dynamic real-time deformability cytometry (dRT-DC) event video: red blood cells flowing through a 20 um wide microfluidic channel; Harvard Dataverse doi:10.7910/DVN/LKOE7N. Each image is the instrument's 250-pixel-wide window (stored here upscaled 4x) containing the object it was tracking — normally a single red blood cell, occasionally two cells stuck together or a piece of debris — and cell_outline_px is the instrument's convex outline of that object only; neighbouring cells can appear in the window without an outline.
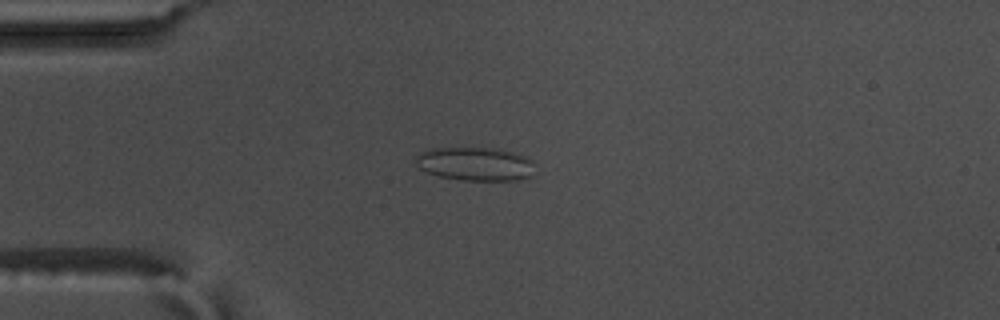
{"species": "common noctule bat (a hibernating species)", "species_latin": "Nyctalus noctula", "temperature_condition": "warm", "stored_images_in_passage": 46, "camera_frame_rate_fps": 3000, "um_per_image_px": 0.085, "animal": {"sex": "male", "body_mass_g": 17.5, "forearm_length_mm": 52.3}, "frame": {"image": 1, "passage_image": 5, "time_ms": 1.333, "image_size_px": [1000, 320], "cell_outline_px": [[536, 176], [516, 180], [460, 180], [440, 176], [428, 172], [420, 168], [416, 164], [416, 156], [432, 148], [496, 148], [512, 152], [524, 156], [532, 160]], "centroid_in_image_um": [40.46, 13.94], "position_along_channel_um": 44.5, "area_um2": 23.29}}
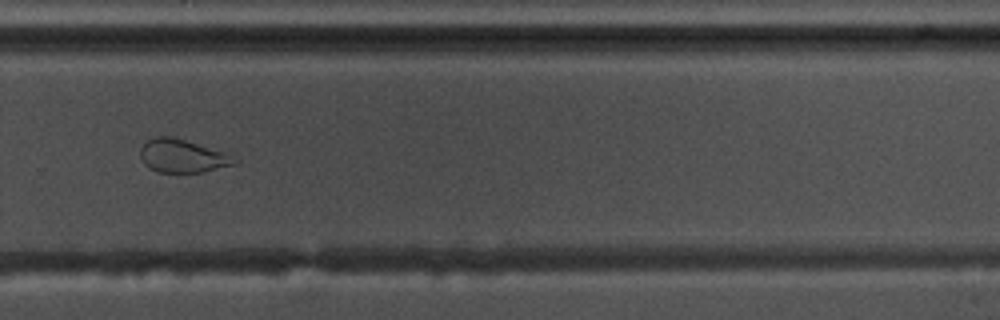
{"frame": {"image": 2, "passage_image": 29, "time_ms": 9.333, "image_size_px": [1000, 320], "cell_outline_px": [[240, 160], [236, 164], [204, 172], [156, 172], [148, 168], [144, 164], [140, 156], [140, 148], [148, 140], [156, 136], [172, 136], [224, 152]], "centroid_in_image_um": [15.5, 13.27], "position_along_channel_um": 314.3, "area_um2": 18.26}}
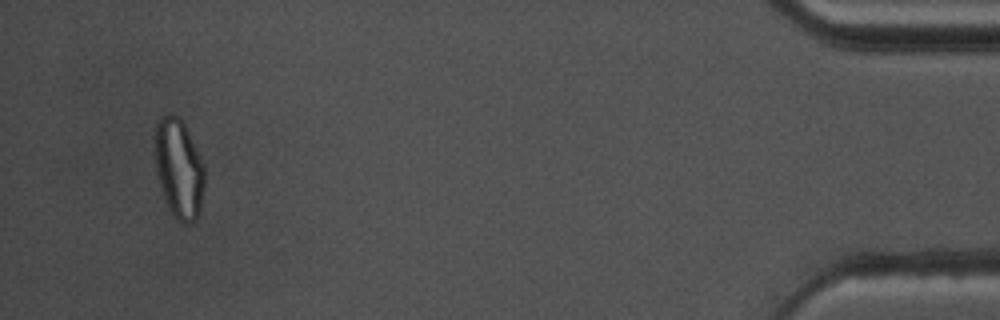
{"frame": {"image": 3, "passage_image": 44, "time_ms": 14.333, "image_size_px": [1000, 320], "cell_outline_px": [[204, 184], [200, 212], [196, 220], [188, 224], [180, 224], [176, 220], [164, 196], [156, 172], [156, 120], [160, 116], [168, 112], [180, 116], [204, 164]], "centroid_in_image_um": [15.22, 14.32], "position_along_channel_um": 420.0, "area_um2": 28.67}, "authors_computed_cell_mechanics": {"area_um2": 21.097, "velocity_mm_per_s": 3.6254, "shape_relaxation_time_tau1_ms": null, "shape_relaxation_time_tau2_ms": 1.0624, "deformation_change_tau1": null, "deformation_change_tau2": 0.0822}}